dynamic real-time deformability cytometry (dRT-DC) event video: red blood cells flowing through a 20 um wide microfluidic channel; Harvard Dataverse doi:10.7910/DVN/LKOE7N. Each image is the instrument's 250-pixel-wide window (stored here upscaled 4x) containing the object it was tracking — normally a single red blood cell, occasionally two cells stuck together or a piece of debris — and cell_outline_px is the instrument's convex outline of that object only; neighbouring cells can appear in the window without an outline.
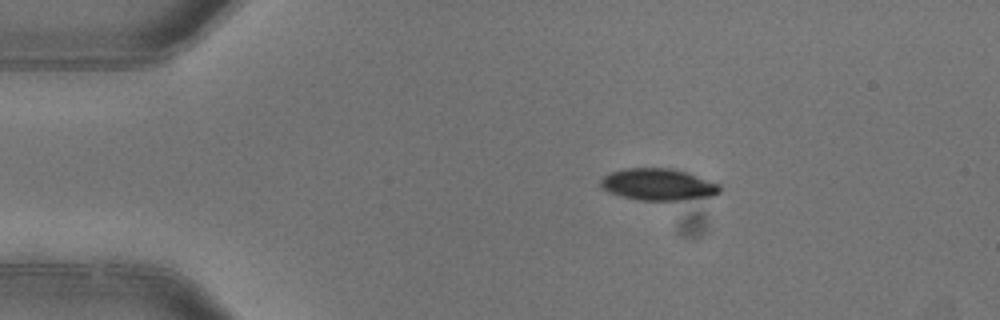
{"species": "common noctule bat (a hibernating species)", "species_latin": "Nyctalus noctula", "temperature_condition": "warm", "stored_images_in_passage": 4, "camera_frame_rate_fps": 3000, "um_per_image_px": 0.085, "animal": {"sex": "female"}, "frame": {"image": 1, "passage_image": 1, "time_ms": 0.0, "image_size_px": [1000, 320], "cell_outline_px": [[720, 192], [712, 196], [680, 200], [640, 200], [624, 196], [612, 192], [604, 188], [600, 184], [600, 180], [604, 176], [612, 172], [624, 168], [672, 168], [720, 184]], "centroid_in_image_um": [55.96, 15.67], "position_along_channel_um": 29.0, "area_um2": 21.62}}
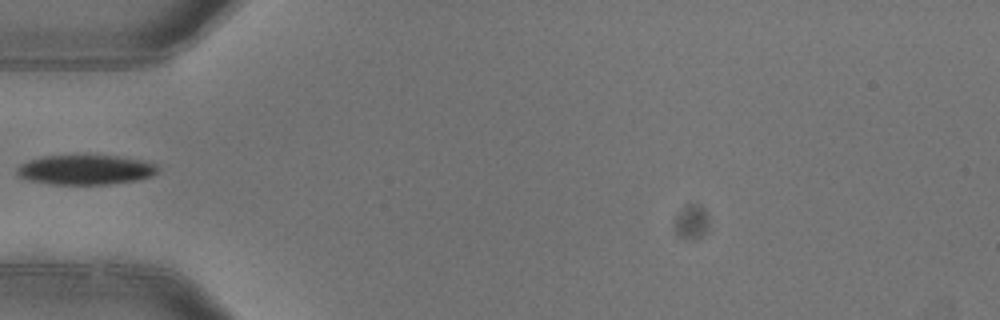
{"frame": {"image": 2, "passage_image": 3, "time_ms": 0.667, "image_size_px": [1000, 320], "cell_outline_px": [[156, 172], [152, 176], [136, 180], [108, 184], [52, 184], [28, 180], [16, 176], [16, 168], [20, 164], [28, 160], [40, 156], [84, 152], [116, 156], [140, 160], [156, 164]], "centroid_in_image_um": [7.17, 14.38], "position_along_channel_um": 77.8, "area_um2": 25.32}}